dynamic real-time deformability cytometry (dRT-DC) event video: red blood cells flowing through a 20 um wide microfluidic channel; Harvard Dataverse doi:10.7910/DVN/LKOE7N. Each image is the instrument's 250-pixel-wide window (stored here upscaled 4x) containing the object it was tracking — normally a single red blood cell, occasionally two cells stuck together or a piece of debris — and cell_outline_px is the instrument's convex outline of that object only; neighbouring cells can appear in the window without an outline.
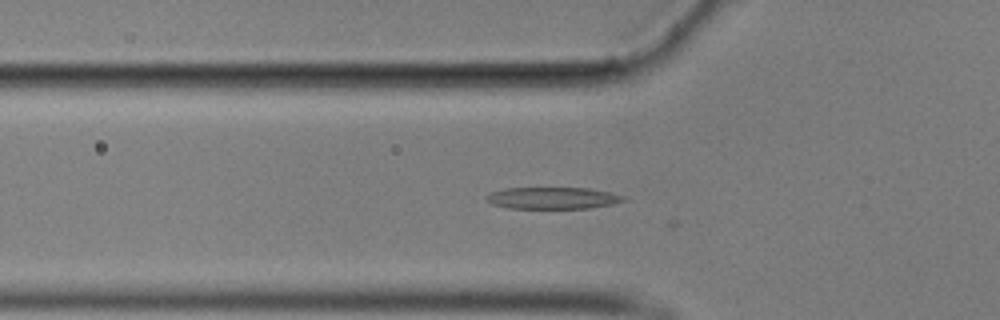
{"species": "common noctule bat (a hibernating species)", "species_latin": "Nyctalus noctula", "temperature_condition": "cold", "stored_images_in_passage": 19, "camera_frame_rate_fps": 3000, "um_per_image_px": 0.085, "animal": {"sex": "male", "body_mass_g": 17.9}, "frame": {"image": 1, "passage_image": 3, "time_ms": 0.667, "image_size_px": [1000, 320], "cell_outline_px": [[628, 200], [612, 204], [588, 208], [508, 208], [492, 204], [484, 200], [484, 196], [492, 192], [504, 188], [588, 188], [608, 192], [624, 196]], "centroid_in_image_um": [46.94, 16.83], "position_along_channel_um": 78.9, "area_um2": 17.4}}
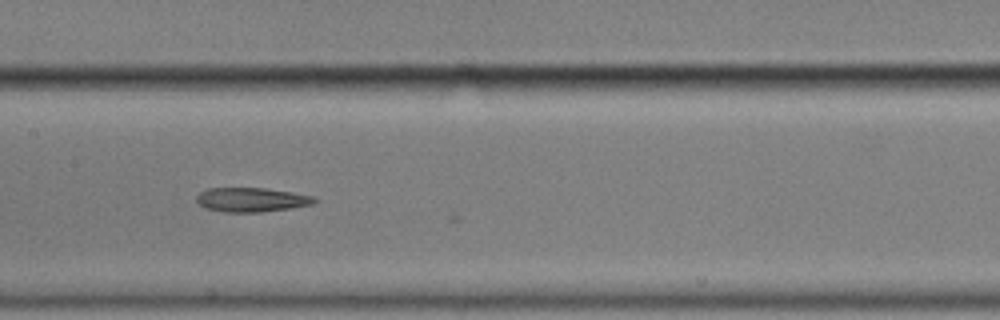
{"frame": {"image": 2, "passage_image": 12, "time_ms": 3.667, "image_size_px": [1000, 320], "cell_outline_px": [[320, 200], [312, 204], [292, 208], [260, 212], [224, 212], [204, 208], [196, 200], [196, 196], [200, 192], [208, 188], [264, 188], [292, 192], [312, 196]], "centroid_in_image_um": [21.38, 16.98], "position_along_channel_um": 186.0, "area_um2": 16.7}}
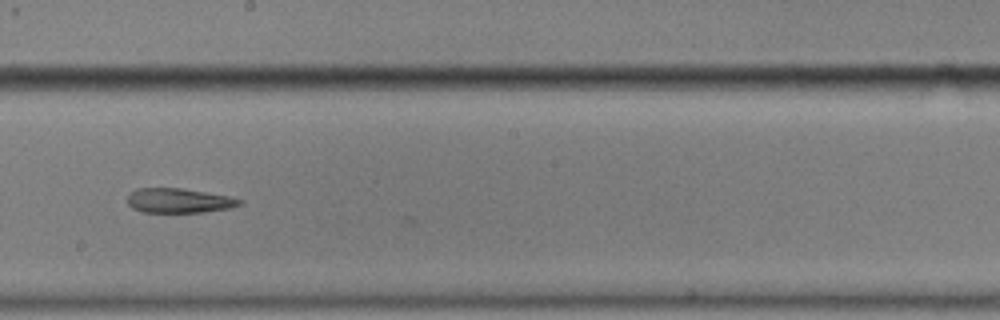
{"frame": {"image": 3, "passage_image": 16, "time_ms": 5.0, "image_size_px": [1000, 320], "cell_outline_px": [[244, 204], [228, 208], [200, 212], [144, 212], [132, 208], [128, 204], [128, 196], [136, 188], [180, 188], [228, 196], [244, 200]], "centroid_in_image_um": [15.21, 17.05], "position_along_channel_um": 233.0, "area_um2": 15.9}}